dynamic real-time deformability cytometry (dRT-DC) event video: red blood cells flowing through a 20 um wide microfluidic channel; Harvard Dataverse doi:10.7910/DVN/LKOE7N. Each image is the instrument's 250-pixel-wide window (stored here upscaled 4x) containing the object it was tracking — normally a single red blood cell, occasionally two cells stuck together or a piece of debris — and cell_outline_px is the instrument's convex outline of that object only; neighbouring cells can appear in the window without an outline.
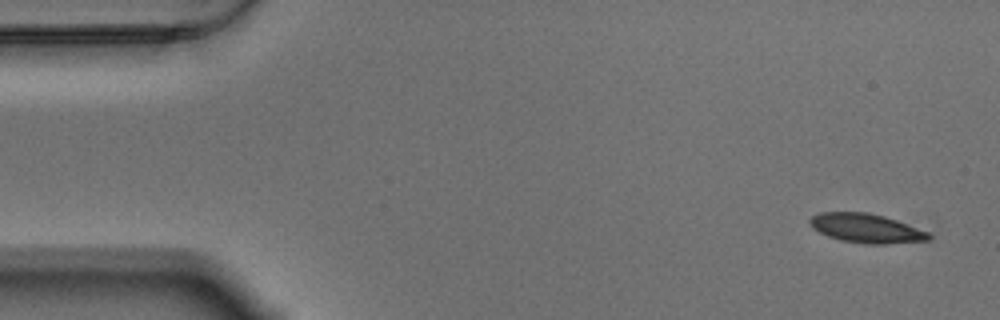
{"species": "Egyptian fruit bat (a non-hibernating species)", "species_latin": "Rousettus aegyptiacus", "temperature_condition": "warm", "stored_images_in_passage": 56, "camera_frame_rate_fps": 3000, "um_per_image_px": 0.085, "animal": {"sex": "male"}, "frame": {"image": 1, "passage_image": 1, "time_ms": 0.0, "image_size_px": [1000, 320], "cell_outline_px": [[932, 236], [928, 240], [884, 244], [868, 244], [840, 240], [828, 236], [812, 228], [808, 220], [812, 216], [820, 212], [868, 212], [884, 216], [896, 220], [928, 232]], "centroid_in_image_um": [73.6, 19.4], "position_along_channel_um": 11.4, "area_um2": 20.06}}
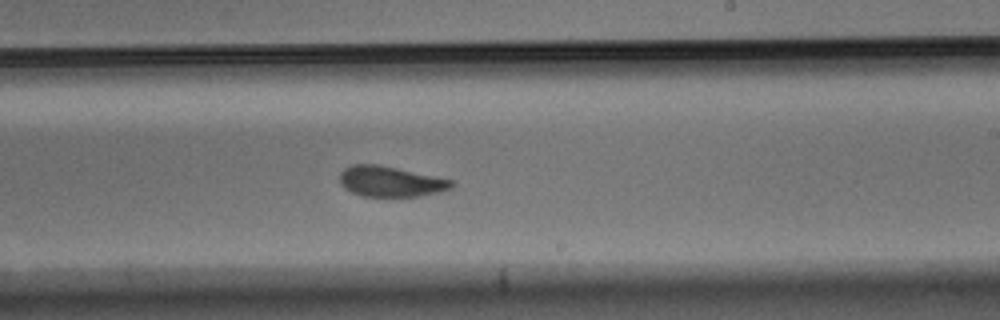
{"frame": {"image": 2, "passage_image": 32, "time_ms": 10.333, "image_size_px": [1000, 320], "cell_outline_px": [[456, 184], [452, 188], [440, 192], [420, 196], [360, 196], [344, 188], [340, 184], [340, 172], [344, 168], [352, 164], [380, 164], [452, 180]], "centroid_in_image_um": [33.19, 15.42], "position_along_channel_um": 255.8, "area_um2": 20.0}}
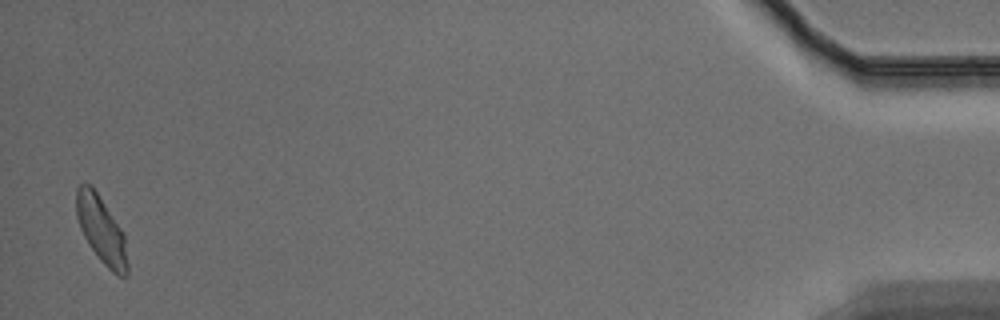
{"frame": {"image": 3, "passage_image": 55, "time_ms": 18.0, "image_size_px": [1000, 320], "cell_outline_px": [[128, 276], [116, 276], [100, 260], [88, 244], [80, 228], [76, 216], [76, 188], [80, 184], [92, 184], [124, 232], [128, 264]], "centroid_in_image_um": [8.62, 19.54], "position_along_channel_um": 426.6, "area_um2": 20.23}, "authors_computed_cell_mechanics": {"area_um2": 20.519, "velocity_mm_per_s": 3.4468, "shape_relaxation_time_tau1_ms": 5.1206, "shape_relaxation_time_tau2_ms": 2.0084, "deformation_change_tau1": 0.1673, "deformation_change_tau2": 0.07}}